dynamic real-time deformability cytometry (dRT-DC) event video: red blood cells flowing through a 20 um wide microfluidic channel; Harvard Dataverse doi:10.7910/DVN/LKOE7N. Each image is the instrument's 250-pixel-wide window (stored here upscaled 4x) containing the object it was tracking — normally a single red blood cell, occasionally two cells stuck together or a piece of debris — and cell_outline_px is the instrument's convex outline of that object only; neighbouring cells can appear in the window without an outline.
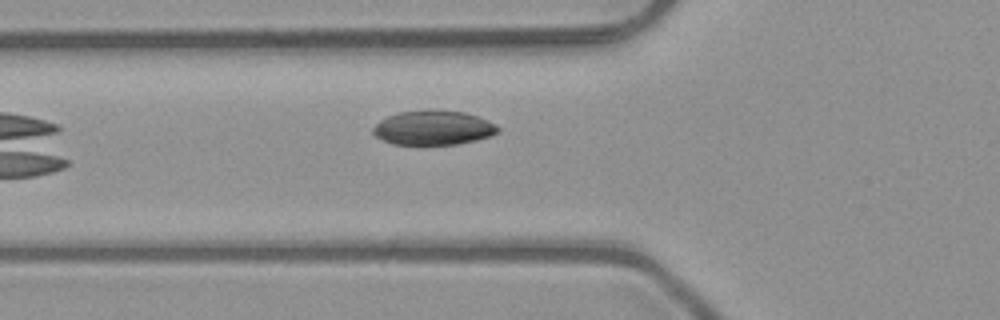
{"species": "common noctule bat (a hibernating species)", "species_latin": "Nyctalus noctula", "temperature_condition": "room temperature", "stored_images_in_passage": 6, "camera_frame_rate_fps": 3000, "um_per_image_px": 0.085, "animal": {"sex": "male", "body_mass_g": 23.1, "forearm_length_mm": 52.7}, "frame": {"image": 1, "passage_image": 6, "time_ms": 1.667, "image_size_px": [1000, 320], "cell_outline_px": [[500, 132], [492, 136], [476, 140], [456, 144], [392, 144], [376, 136], [372, 132], [372, 128], [380, 120], [396, 112], [464, 112], [488, 120], [496, 124], [500, 128]], "centroid_in_image_um": [36.86, 10.89], "position_along_channel_um": 88.9, "area_um2": 24.45}}